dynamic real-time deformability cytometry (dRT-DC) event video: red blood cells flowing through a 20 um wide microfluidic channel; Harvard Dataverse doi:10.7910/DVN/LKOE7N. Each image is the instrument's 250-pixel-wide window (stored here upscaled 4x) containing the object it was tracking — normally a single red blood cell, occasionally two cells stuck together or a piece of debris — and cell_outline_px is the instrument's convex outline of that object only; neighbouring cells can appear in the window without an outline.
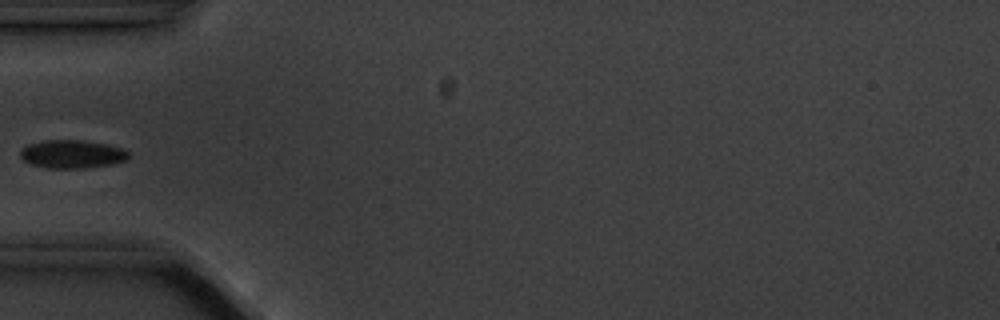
{"species": "common noctule bat (a hibernating species)", "species_latin": "Nyctalus noctula", "temperature_condition": "cold", "stored_images_in_passage": 6, "camera_frame_rate_fps": 3000, "um_per_image_px": 0.085, "animal": {"sex": "male", "body_mass_g": 20.1, "forearm_length_mm": 53.5}, "frame": {"image": 1, "passage_image": 6, "time_ms": 5.667, "image_size_px": [1000, 320], "cell_outline_px": [[128, 160], [112, 164], [84, 168], [48, 168], [32, 164], [24, 160], [20, 156], [20, 152], [28, 144], [44, 140], [80, 140], [108, 144], [124, 148], [128, 152]], "centroid_in_image_um": [6.16, 13.09], "position_along_channel_um": 78.8, "area_um2": 17.8}}